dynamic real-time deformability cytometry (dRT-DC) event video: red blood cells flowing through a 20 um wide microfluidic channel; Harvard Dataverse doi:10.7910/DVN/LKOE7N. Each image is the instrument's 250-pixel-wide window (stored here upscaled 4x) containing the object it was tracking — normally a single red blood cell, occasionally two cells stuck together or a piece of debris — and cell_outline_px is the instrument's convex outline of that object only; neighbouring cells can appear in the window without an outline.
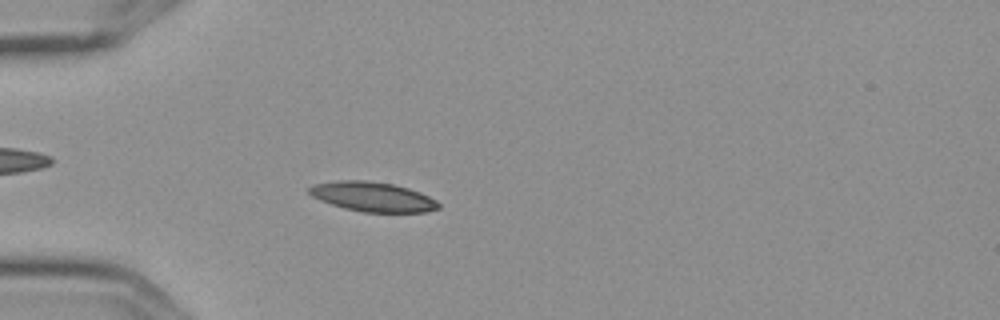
{"species": "Egyptian fruit bat (a non-hibernating species)", "species_latin": "Rousettus aegyptiacus", "temperature_condition": "cold", "stored_images_in_passage": 5, "camera_frame_rate_fps": 3000, "um_per_image_px": 0.085, "frame": {"image": 1, "passage_image": 4, "time_ms": 1.0, "image_size_px": [1000, 320], "cell_outline_px": [[440, 208], [428, 212], [364, 212], [344, 208], [320, 200], [312, 196], [308, 192], [308, 188], [312, 184], [336, 180], [368, 180], [392, 184], [408, 188], [420, 192], [436, 200], [440, 204]], "centroid_in_image_um": [31.67, 16.72], "position_along_channel_um": 53.3, "area_um2": 22.43}}